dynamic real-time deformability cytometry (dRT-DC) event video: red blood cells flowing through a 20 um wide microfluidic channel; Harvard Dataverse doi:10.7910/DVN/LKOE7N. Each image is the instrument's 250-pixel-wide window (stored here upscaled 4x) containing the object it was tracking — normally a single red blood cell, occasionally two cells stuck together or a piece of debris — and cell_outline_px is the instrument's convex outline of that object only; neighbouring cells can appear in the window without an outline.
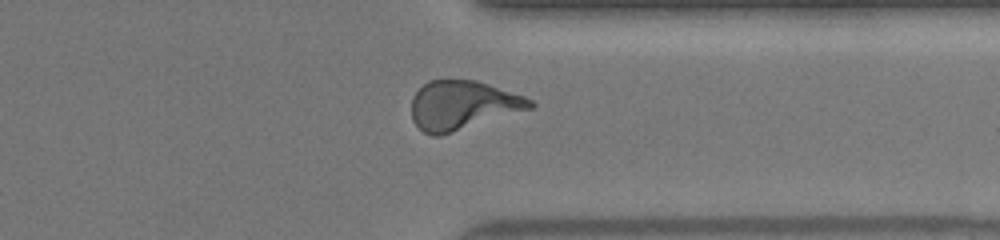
{"species": "human", "species_latin": "Homo sapiens", "temperature_condition": "warm", "stored_images_in_passage": 36, "camera_frame_rate_fps": 3000, "um_per_image_px": 0.085, "donor": {"sex": "female"}, "frame": {"image": 1, "passage_image": 31, "time_ms": 10.0, "image_size_px": [1000, 240], "cell_outline_px": [[536, 104], [532, 108], [440, 136], [432, 136], [424, 132], [412, 120], [412, 96], [428, 80], [476, 80], [524, 96], [532, 100]], "centroid_in_image_um": [39.31, 8.94], "position_along_channel_um": 372.1, "area_um2": 33.64}}